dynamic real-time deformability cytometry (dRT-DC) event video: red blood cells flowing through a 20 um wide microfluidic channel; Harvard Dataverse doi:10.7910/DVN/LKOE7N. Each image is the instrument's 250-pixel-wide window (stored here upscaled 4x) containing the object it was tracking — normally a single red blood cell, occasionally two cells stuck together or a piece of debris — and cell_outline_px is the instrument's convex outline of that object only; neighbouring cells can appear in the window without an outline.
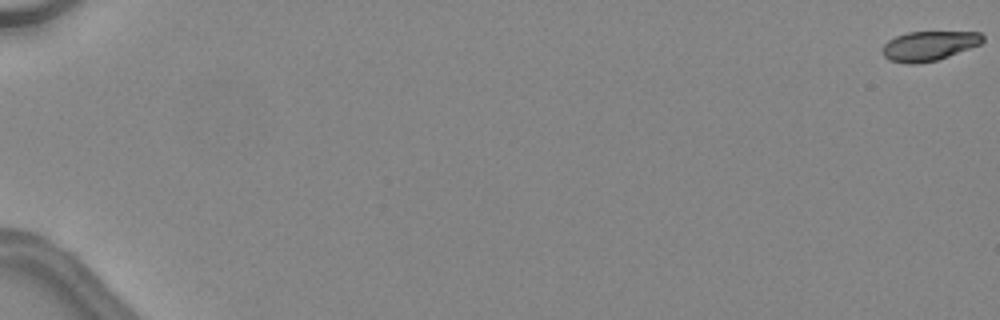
{"species": "common noctule bat (a hibernating species)", "species_latin": "Nyctalus noctula", "temperature_condition": "warm", "stored_images_in_passage": 49, "camera_frame_rate_fps": 3000, "um_per_image_px": 0.085, "animal": {"sex": "female", "body_mass_g": 24.6, "forearm_length_mm": 56.2}, "frame": {"image": 1, "passage_image": 1, "time_ms": 0.0, "image_size_px": [1000, 320], "cell_outline_px": [[984, 40], [980, 44], [948, 56], [936, 60], [916, 64], [908, 64], [888, 60], [880, 52], [884, 44], [888, 40], [896, 36], [908, 32], [980, 32], [984, 36]], "centroid_in_image_um": [78.92, 3.9], "position_along_channel_um": 6.1, "area_um2": 17.28}}
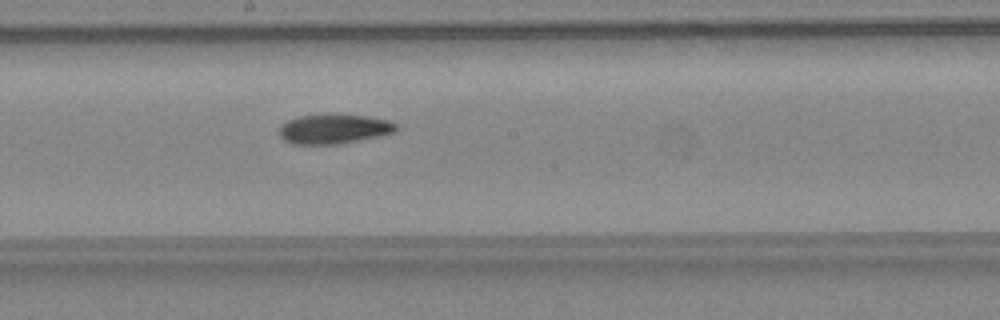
{"frame": {"image": 2, "passage_image": 30, "time_ms": 9.667, "image_size_px": [1000, 320], "cell_outline_px": [[400, 128], [396, 132], [360, 140], [336, 144], [292, 144], [284, 140], [276, 132], [280, 124], [288, 120], [300, 116], [368, 116], [388, 120], [396, 124]], "centroid_in_image_um": [28.36, 10.99], "position_along_channel_um": 219.8, "area_um2": 19.88}}
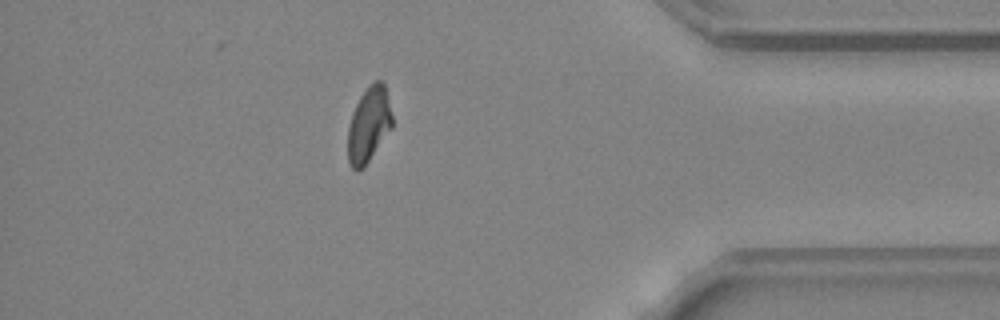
{"frame": {"image": 3, "passage_image": 44, "time_ms": 14.333, "image_size_px": [1000, 320], "cell_outline_px": [[392, 128], [364, 168], [356, 172], [352, 168], [348, 160], [348, 128], [352, 112], [360, 96], [368, 84], [376, 80], [380, 80], [384, 84], [392, 116]], "centroid_in_image_um": [31.33, 10.61], "position_along_channel_um": 403.9, "area_um2": 19.54}, "authors_computed_cell_mechanics": {"area_um2": 19.7676, "velocity_mm_per_s": 4.5481, "shape_relaxation_time_tau1_ms": 8.772, "shape_relaxation_time_tau2_ms": 5.9733, "deformation_change_tau1": 0.2178, "deformation_change_tau2": 0.1442}}